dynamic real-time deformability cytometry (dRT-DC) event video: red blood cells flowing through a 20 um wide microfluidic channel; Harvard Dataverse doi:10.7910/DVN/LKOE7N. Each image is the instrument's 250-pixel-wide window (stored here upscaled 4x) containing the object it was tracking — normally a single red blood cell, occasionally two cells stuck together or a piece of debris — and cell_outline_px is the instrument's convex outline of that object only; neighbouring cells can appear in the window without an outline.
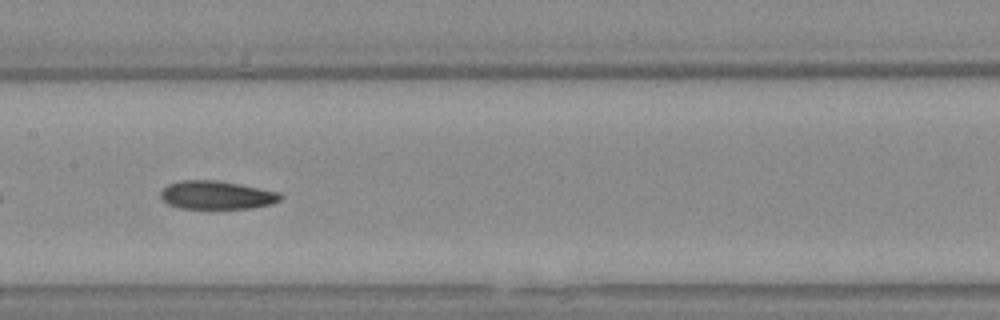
{"species": "Egyptian fruit bat (a non-hibernating species)", "species_latin": "Rousettus aegyptiacus", "temperature_condition": "warm", "stored_images_in_passage": 40, "camera_frame_rate_fps": 3000, "um_per_image_px": 0.085, "animal": {"sex": "female"}, "frame": {"image": 1, "passage_image": 12, "time_ms": 3.667, "image_size_px": [1000, 320], "cell_outline_px": [[284, 196], [280, 200], [272, 204], [252, 208], [180, 208], [168, 204], [160, 196], [160, 192], [168, 184], [180, 180], [216, 180], [280, 192]], "centroid_in_image_um": [18.42, 16.58], "position_along_channel_um": 189.0, "area_um2": 19.71}}
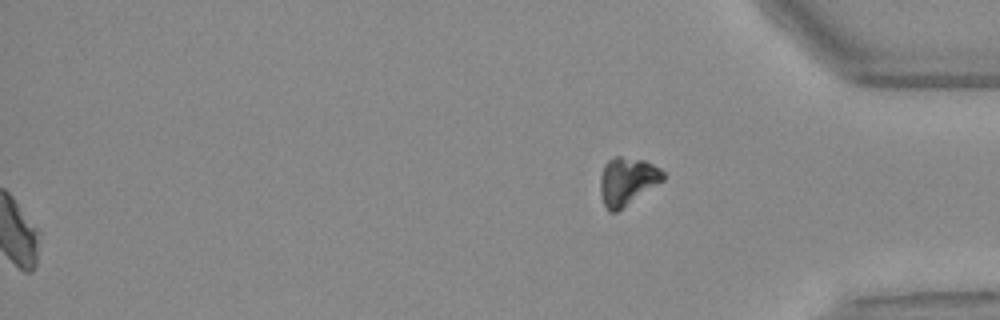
{"frame": {"image": 2, "passage_image": 40, "time_ms": 13.0, "image_size_px": [1000, 320], "cell_outline_px": [[664, 180], [616, 212], [608, 212], [600, 196], [600, 176], [604, 164], [608, 160], [616, 156], [620, 156], [644, 160], [660, 168], [664, 172]], "centroid_in_image_um": [53.29, 15.39], "position_along_channel_um": 381.9, "area_um2": 17.51}, "authors_computed_cell_mechanics": {"area_um2": 20.23, "velocity_mm_per_s": 3.7586, "shape_relaxation_time_tau1_ms": 7.9018, "shape_relaxation_time_tau2_ms": 3.415, "deformation_change_tau1": 0.1821, "deformation_change_tau2": 0.0949}}